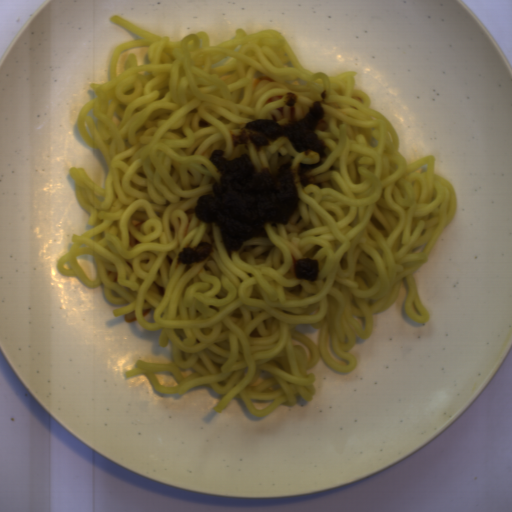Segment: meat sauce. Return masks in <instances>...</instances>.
Listing matches in <instances>:
<instances>
[{"instance_id": "meat-sauce-6", "label": "meat sauce", "mask_w": 512, "mask_h": 512, "mask_svg": "<svg viewBox=\"0 0 512 512\" xmlns=\"http://www.w3.org/2000/svg\"><path fill=\"white\" fill-rule=\"evenodd\" d=\"M326 99V89H323L321 92V101H324Z\"/></svg>"}, {"instance_id": "meat-sauce-5", "label": "meat sauce", "mask_w": 512, "mask_h": 512, "mask_svg": "<svg viewBox=\"0 0 512 512\" xmlns=\"http://www.w3.org/2000/svg\"><path fill=\"white\" fill-rule=\"evenodd\" d=\"M299 96L296 92H287L286 99L283 101L286 105L293 106L297 103Z\"/></svg>"}, {"instance_id": "meat-sauce-1", "label": "meat sauce", "mask_w": 512, "mask_h": 512, "mask_svg": "<svg viewBox=\"0 0 512 512\" xmlns=\"http://www.w3.org/2000/svg\"><path fill=\"white\" fill-rule=\"evenodd\" d=\"M225 152L215 149L209 157L220 172V183L212 184V194L197 198L194 215L203 223L215 224L224 249L237 252L251 238L269 237L266 223L277 229L287 225L301 198L291 160L277 172L269 167L258 172L250 154L229 160Z\"/></svg>"}, {"instance_id": "meat-sauce-4", "label": "meat sauce", "mask_w": 512, "mask_h": 512, "mask_svg": "<svg viewBox=\"0 0 512 512\" xmlns=\"http://www.w3.org/2000/svg\"><path fill=\"white\" fill-rule=\"evenodd\" d=\"M293 271L296 279L316 282L319 273V261L311 258L294 260Z\"/></svg>"}, {"instance_id": "meat-sauce-2", "label": "meat sauce", "mask_w": 512, "mask_h": 512, "mask_svg": "<svg viewBox=\"0 0 512 512\" xmlns=\"http://www.w3.org/2000/svg\"><path fill=\"white\" fill-rule=\"evenodd\" d=\"M324 111L321 102L314 101L309 106L306 115L302 118L288 120L283 124L277 123L276 118L265 119L255 118L246 122L240 129L239 134L232 135L233 150L242 144L246 151L249 150V141L254 146L256 152L264 147L273 144L280 137H285L296 152L304 153L308 156L311 151L319 154V160L316 163H300L297 166V178L302 187L309 185L310 179L305 174L306 171L315 169L323 165L321 159L327 158V145L315 131L317 129H327L328 122L323 121Z\"/></svg>"}, {"instance_id": "meat-sauce-3", "label": "meat sauce", "mask_w": 512, "mask_h": 512, "mask_svg": "<svg viewBox=\"0 0 512 512\" xmlns=\"http://www.w3.org/2000/svg\"><path fill=\"white\" fill-rule=\"evenodd\" d=\"M213 250L212 243L201 242L194 246V249L187 247L178 252L179 263L183 265H194L207 259Z\"/></svg>"}]
</instances>
